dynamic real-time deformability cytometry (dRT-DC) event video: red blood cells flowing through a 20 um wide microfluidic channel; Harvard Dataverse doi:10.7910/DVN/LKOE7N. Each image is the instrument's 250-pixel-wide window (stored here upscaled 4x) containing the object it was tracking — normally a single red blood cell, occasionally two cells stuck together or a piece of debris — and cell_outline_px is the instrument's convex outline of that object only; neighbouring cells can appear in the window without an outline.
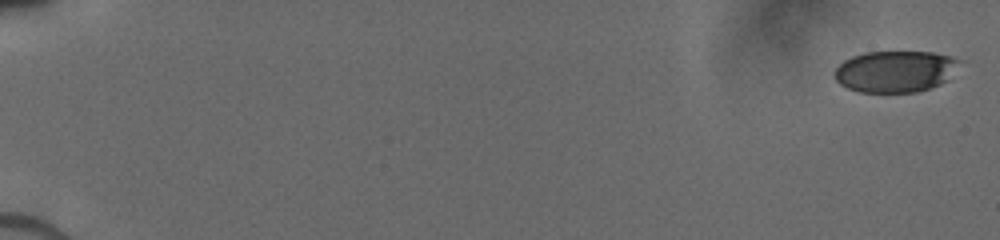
{"species": "human", "species_latin": "Homo sapiens", "temperature_condition": "cold", "stored_images_in_passage": 51, "camera_frame_rate_fps": 3000, "um_per_image_px": 0.085, "donor": {"sex": "male"}, "frame": {"image": 1, "passage_image": 1, "time_ms": 0.0, "image_size_px": [1000, 240], "cell_outline_px": [[964, 60], [948, 80], [940, 84], [920, 92], [860, 92], [848, 88], [840, 84], [832, 76], [836, 68], [844, 60], [852, 56], [864, 52], [932, 52], [952, 56]], "centroid_in_image_um": [76.13, 6.07], "position_along_channel_um": 8.9, "area_um2": 30.63}}
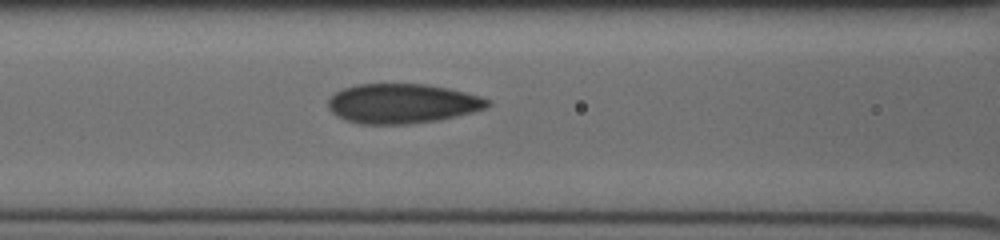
{"frame": {"image": 2, "passage_image": 20, "time_ms": 8.0, "image_size_px": [1000, 240], "cell_outline_px": [[492, 104], [484, 108], [472, 112], [440, 120], [408, 124], [360, 124], [336, 116], [328, 108], [328, 100], [336, 92], [344, 88], [356, 84], [424, 84], [448, 88], [480, 96], [492, 100]], "centroid_in_image_um": [34.2, 8.8], "position_along_channel_um": 132.4, "area_um2": 36.82}}
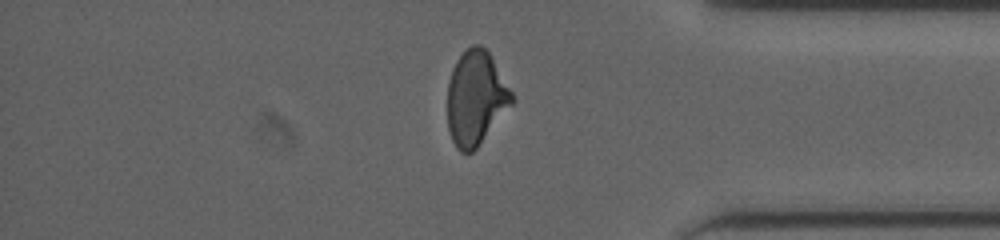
{"frame": {"image": 3, "passage_image": 42, "time_ms": 14.667, "image_size_px": [1000, 240], "cell_outline_px": [[516, 100], [476, 148], [472, 152], [460, 152], [456, 148], [452, 140], [448, 128], [448, 84], [452, 68], [456, 60], [472, 44], [480, 44], [488, 52], [512, 92]], "centroid_in_image_um": [40.44, 8.34], "position_along_channel_um": 394.8, "area_um2": 35.08}}